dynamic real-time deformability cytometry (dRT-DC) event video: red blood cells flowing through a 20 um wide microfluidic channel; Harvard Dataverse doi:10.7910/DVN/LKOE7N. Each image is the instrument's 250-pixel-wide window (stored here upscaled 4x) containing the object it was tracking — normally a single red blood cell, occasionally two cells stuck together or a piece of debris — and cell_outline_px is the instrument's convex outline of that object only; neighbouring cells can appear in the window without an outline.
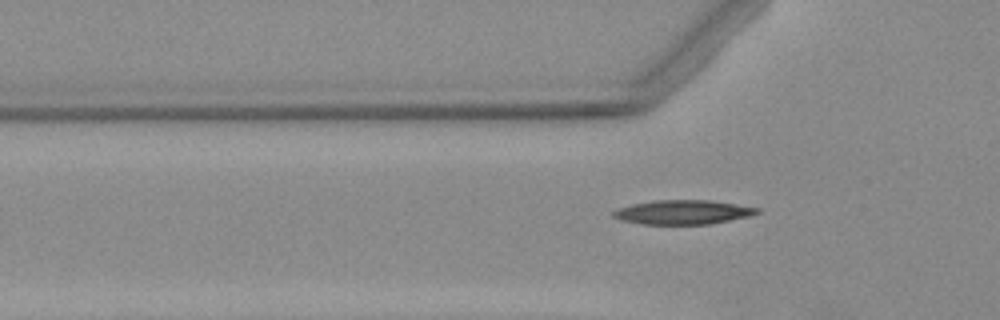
{"species": "Egyptian fruit bat (a non-hibernating species)", "species_latin": "Rousettus aegyptiacus", "temperature_condition": "warm", "stored_images_in_passage": 3, "segment_of_instrument_passage": [2, 2], "camera_frame_rate_fps": 3000, "um_per_image_px": 0.085, "animal": {"sex": "female"}, "frame": {"image": 1, "passage_image": 3, "time_ms": 2.333, "image_size_px": [1000, 320], "cell_outline_px": [[760, 212], [748, 216], [708, 224], [640, 224], [624, 220], [612, 216], [612, 212], [616, 208], [632, 204], [656, 200], [708, 200], [760, 208]], "centroid_in_image_um": [58.01, 18.03], "position_along_channel_um": 67.8, "area_um2": 20.06}}